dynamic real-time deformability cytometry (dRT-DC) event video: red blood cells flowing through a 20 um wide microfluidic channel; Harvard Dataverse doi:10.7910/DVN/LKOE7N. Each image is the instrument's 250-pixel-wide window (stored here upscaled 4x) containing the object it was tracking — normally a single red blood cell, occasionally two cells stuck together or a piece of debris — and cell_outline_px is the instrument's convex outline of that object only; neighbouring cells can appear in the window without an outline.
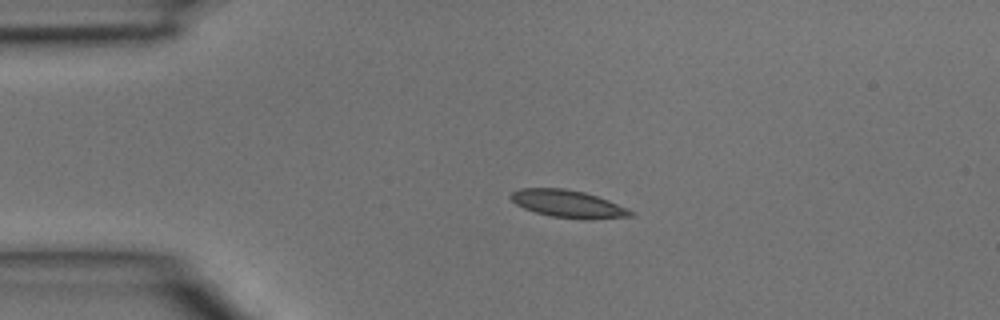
{"species": "common noctule bat (a hibernating species)", "species_latin": "Nyctalus noctula", "temperature_condition": "room temperature", "stored_images_in_passage": 3, "camera_frame_rate_fps": 3000, "um_per_image_px": 0.085, "animal": {"sex": "male", "body_mass_g": 15.6}, "frame": {"image": 1, "passage_image": 2, "time_ms": 0.333, "image_size_px": [1000, 320], "cell_outline_px": [[632, 216], [588, 220], [584, 220], [552, 216], [536, 212], [524, 208], [516, 204], [508, 196], [512, 192], [520, 188], [564, 188], [584, 192], [608, 200], [628, 208], [632, 212]], "centroid_in_image_um": [48.27, 17.33], "position_along_channel_um": 36.7, "area_um2": 19.13}}